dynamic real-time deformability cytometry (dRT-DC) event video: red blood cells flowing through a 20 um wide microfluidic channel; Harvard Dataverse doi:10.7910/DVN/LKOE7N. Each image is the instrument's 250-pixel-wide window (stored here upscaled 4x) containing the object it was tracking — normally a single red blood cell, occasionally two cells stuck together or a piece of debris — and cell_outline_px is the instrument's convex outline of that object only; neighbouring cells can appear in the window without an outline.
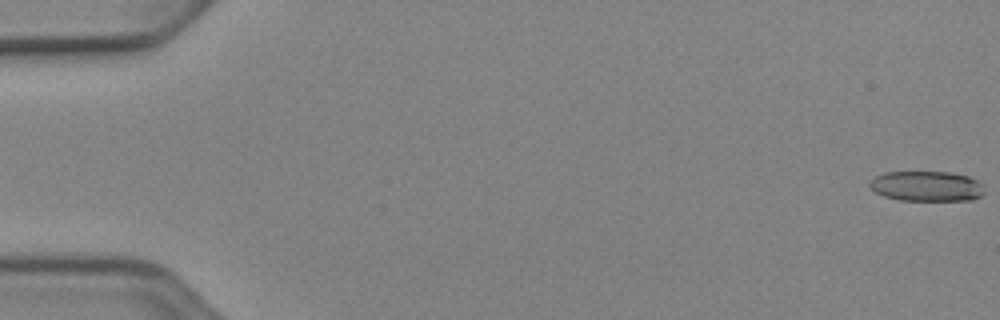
{"species": "Egyptian fruit bat (a non-hibernating species)", "species_latin": "Rousettus aegyptiacus", "temperature_condition": "cold", "stored_images_in_passage": 9, "camera_frame_rate_fps": 3000, "um_per_image_px": 0.085, "animal": {"sex": "female"}, "frame": {"image": 1, "passage_image": 1, "time_ms": 0.0, "image_size_px": [1000, 320], "cell_outline_px": [[984, 192], [980, 196], [972, 200], [900, 200], [884, 196], [876, 192], [868, 184], [876, 176], [884, 172], [948, 172], [968, 176], [984, 184]], "centroid_in_image_um": [78.79, 15.82], "position_along_channel_um": 6.2, "area_um2": 20.11}}